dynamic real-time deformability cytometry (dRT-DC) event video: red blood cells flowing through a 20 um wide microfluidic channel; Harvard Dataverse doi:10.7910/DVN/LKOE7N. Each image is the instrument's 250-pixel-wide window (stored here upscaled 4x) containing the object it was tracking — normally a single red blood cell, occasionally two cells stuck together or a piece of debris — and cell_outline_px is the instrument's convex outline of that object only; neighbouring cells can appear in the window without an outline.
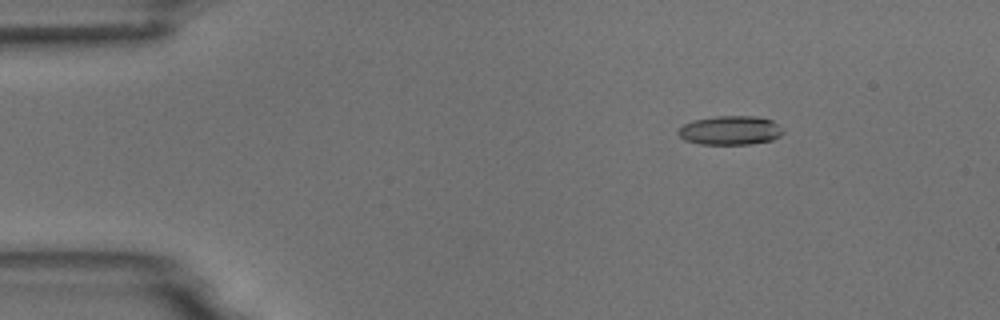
{"species": "common noctule bat (a hibernating species)", "species_latin": "Nyctalus noctula", "temperature_condition": "room temperature", "stored_images_in_passage": 9, "camera_frame_rate_fps": 3000, "um_per_image_px": 0.085, "animal": {"sex": "male", "body_mass_g": 18.8}, "frame": {"image": 1, "passage_image": 3, "time_ms": 2.333, "image_size_px": [1000, 320], "cell_outline_px": [[784, 132], [780, 136], [772, 140], [752, 144], [700, 144], [684, 140], [676, 132], [684, 124], [696, 120], [716, 116], [756, 116], [772, 120], [784, 128]], "centroid_in_image_um": [62.11, 11.08], "position_along_channel_um": 22.9, "area_um2": 17.8}}
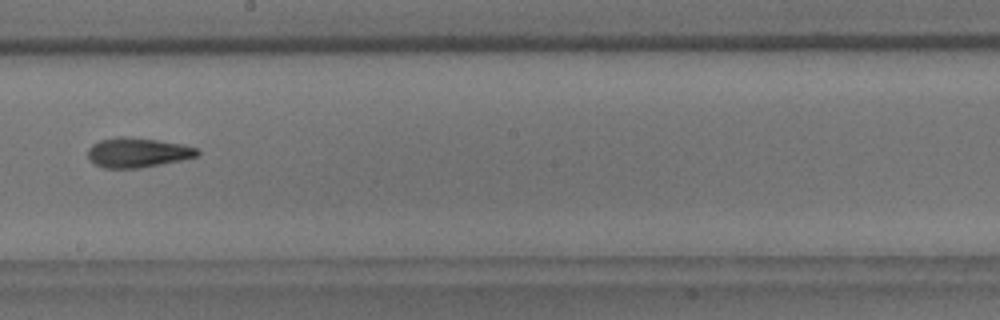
{"frame": {"image": 2, "passage_image": 9, "time_ms": 10.0, "image_size_px": [1000, 320], "cell_outline_px": [[200, 152], [196, 156], [180, 160], [140, 168], [104, 168], [96, 164], [88, 156], [88, 148], [92, 144], [100, 140], [116, 136], [124, 136], [156, 140], [184, 144], [196, 148]], "centroid_in_image_um": [11.68, 12.96], "position_along_channel_um": 236.5, "area_um2": 18.79}}